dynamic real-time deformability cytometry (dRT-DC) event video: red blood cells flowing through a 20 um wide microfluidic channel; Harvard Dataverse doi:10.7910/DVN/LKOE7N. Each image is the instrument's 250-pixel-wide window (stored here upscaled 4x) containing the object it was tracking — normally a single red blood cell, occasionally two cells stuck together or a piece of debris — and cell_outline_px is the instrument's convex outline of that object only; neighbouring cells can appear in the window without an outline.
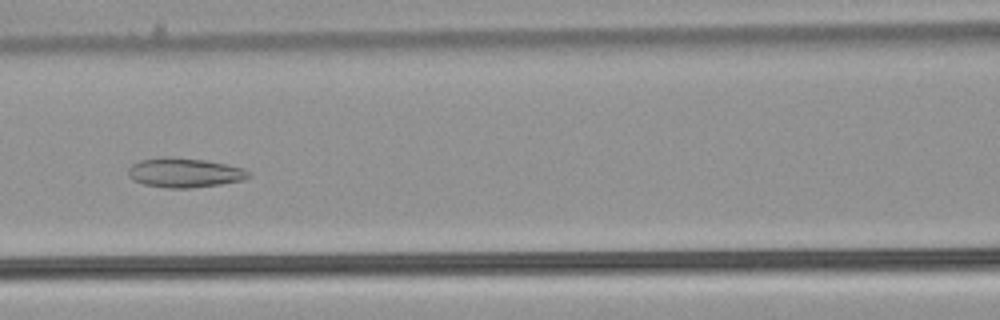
{"species": "common noctule bat (a hibernating species)", "species_latin": "Nyctalus noctula", "temperature_condition": "warm", "stored_images_in_passage": 53, "camera_frame_rate_fps": 3000, "um_per_image_px": 0.085, "animal": {"sex": "male", "body_mass_g": 21.5, "forearm_length_mm": 52.0}, "frame": {"image": 1, "passage_image": 24, "time_ms": 7.667, "image_size_px": [1000, 320], "cell_outline_px": [[252, 176], [244, 180], [220, 184], [188, 188], [168, 188], [144, 184], [132, 180], [128, 176], [128, 168], [132, 164], [140, 160], [204, 160], [244, 168], [252, 172]], "centroid_in_image_um": [15.75, 14.73], "position_along_channel_um": 150.9, "area_um2": 19.83}}
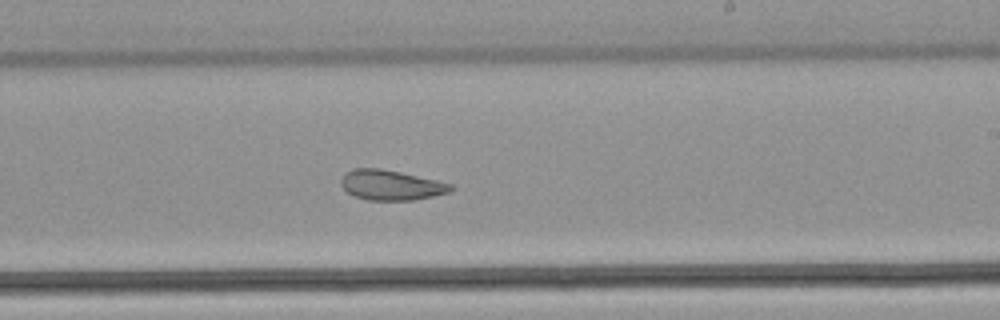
{"frame": {"image": 2, "passage_image": 32, "time_ms": 10.333, "image_size_px": [1000, 320], "cell_outline_px": [[456, 188], [448, 192], [432, 196], [412, 200], [368, 200], [356, 196], [348, 192], [340, 184], [340, 180], [344, 172], [352, 168], [380, 168], [400, 172], [436, 180], [452, 184]], "centroid_in_image_um": [33.21, 15.72], "position_along_channel_um": 255.8, "area_um2": 19.19}}
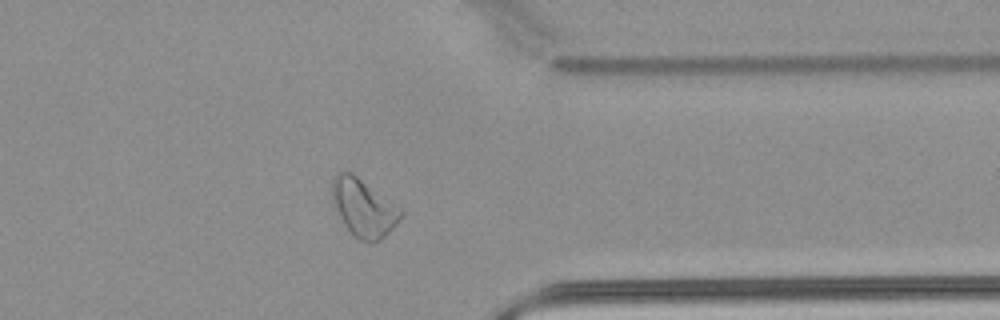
{"frame": {"image": 3, "passage_image": 42, "time_ms": 13.667, "image_size_px": [1000, 320], "cell_outline_px": [[404, 212], [400, 220], [380, 240], [372, 244], [360, 240], [352, 236], [344, 224], [332, 204], [332, 176], [336, 172], [352, 172], [400, 208]], "centroid_in_image_um": [30.87, 17.68], "position_along_channel_um": 380.5, "area_um2": 23.18}, "authors_computed_cell_mechanics": {"area_um2": 24.854, "velocity_mm_per_s": 3.9519, "shape_relaxation_time_tau1_ms": null, "shape_relaxation_time_tau2_ms": 3.6105, "deformation_change_tau1": null, "deformation_change_tau2": 0.1134}}